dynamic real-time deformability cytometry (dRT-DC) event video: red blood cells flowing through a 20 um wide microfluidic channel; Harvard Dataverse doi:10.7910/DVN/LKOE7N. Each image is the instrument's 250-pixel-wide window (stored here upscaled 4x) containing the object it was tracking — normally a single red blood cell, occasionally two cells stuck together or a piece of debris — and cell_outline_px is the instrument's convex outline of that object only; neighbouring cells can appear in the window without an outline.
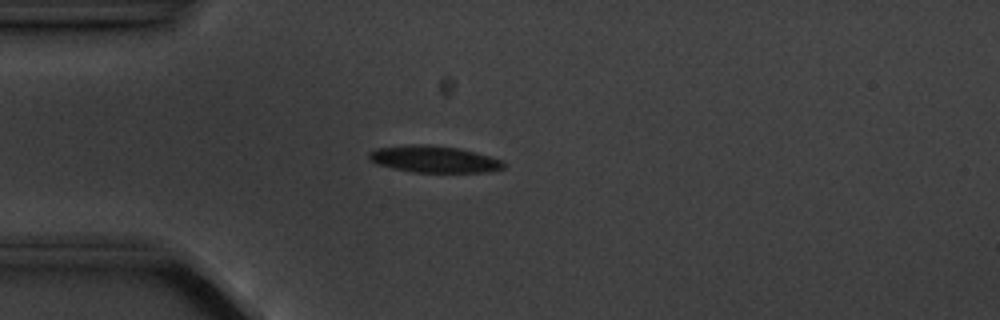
{"species": "common noctule bat (a hibernating species)", "species_latin": "Nyctalus noctula", "temperature_condition": "cold", "stored_images_in_passage": 7, "camera_frame_rate_fps": 3000, "um_per_image_px": 0.085, "animal": {"sex": "male", "body_mass_g": 20.1, "forearm_length_mm": 53.5}, "frame": {"image": 1, "passage_image": 4, "time_ms": 3.667, "image_size_px": [1000, 320], "cell_outline_px": [[504, 168], [488, 172], [416, 172], [376, 164], [368, 156], [368, 152], [376, 148], [408, 144], [428, 144], [456, 148], [504, 160]], "centroid_in_image_um": [36.88, 13.52], "position_along_channel_um": 48.1, "area_um2": 20.75}}
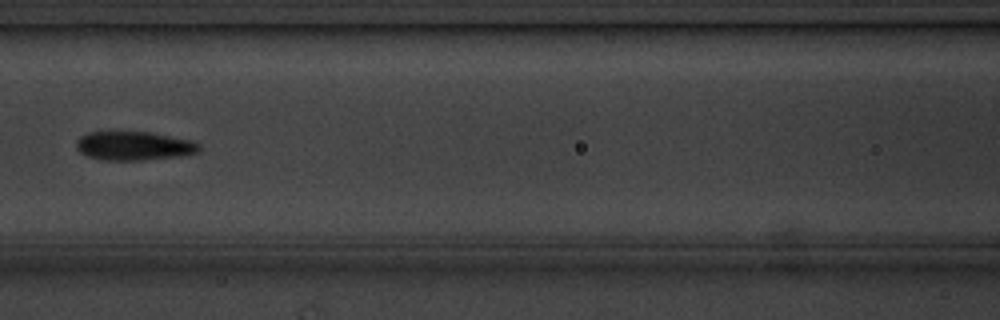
{"frame": {"image": 2, "passage_image": 7, "time_ms": 7.0, "image_size_px": [1000, 320], "cell_outline_px": [[200, 152], [180, 156], [140, 160], [104, 160], [88, 156], [80, 152], [76, 148], [76, 140], [80, 136], [88, 132], [148, 132], [192, 140], [200, 144]], "centroid_in_image_um": [11.39, 12.4], "position_along_channel_um": 155.2, "area_um2": 20.63}}